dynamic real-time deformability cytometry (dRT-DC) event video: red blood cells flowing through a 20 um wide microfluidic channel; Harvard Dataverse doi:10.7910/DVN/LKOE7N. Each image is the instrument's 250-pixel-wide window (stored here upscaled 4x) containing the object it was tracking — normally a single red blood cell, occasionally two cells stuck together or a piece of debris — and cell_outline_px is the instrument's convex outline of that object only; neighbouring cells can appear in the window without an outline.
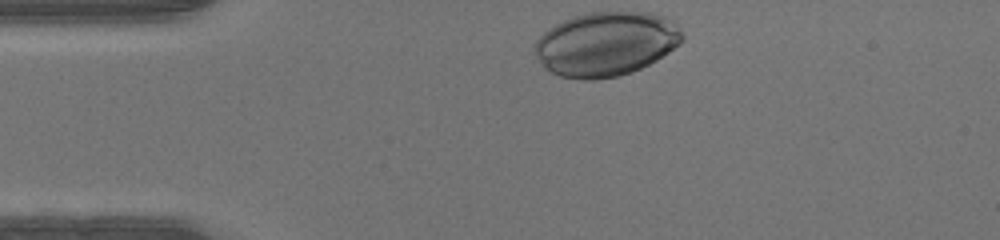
{"species": "human", "species_latin": "Homo sapiens", "temperature_condition": "warm", "stored_images_in_passage": 30, "camera_frame_rate_fps": 3000, "um_per_image_px": 0.085, "donor": {"sex": "male"}, "frame": {"image": 1, "passage_image": 1, "time_ms": 0.0, "image_size_px": [1000, 240], "cell_outline_px": [[684, 40], [680, 44], [656, 60], [632, 72], [620, 76], [592, 80], [584, 80], [560, 76], [544, 68], [540, 64], [532, 52], [536, 40], [548, 28], [564, 20], [588, 12], [652, 12], [668, 16], [672, 20], [684, 36]], "centroid_in_image_um": [51.5, 3.73], "position_along_channel_um": 33.5, "area_um2": 55.66}}
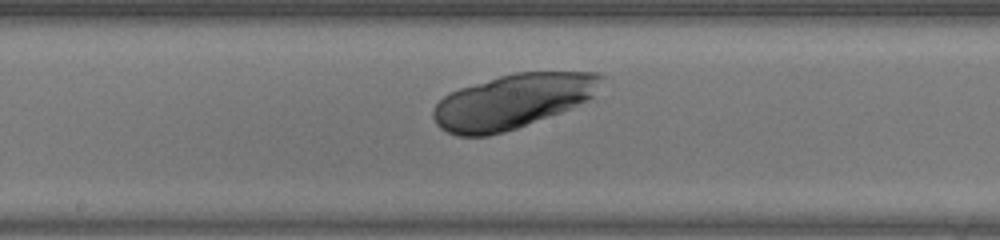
{"frame": {"image": 2, "passage_image": 16, "time_ms": 5.0, "image_size_px": [1000, 240], "cell_outline_px": [[604, 76], [592, 96], [560, 112], [516, 128], [504, 132], [488, 136], [456, 136], [440, 128], [436, 124], [432, 116], [432, 108], [448, 92], [460, 88], [500, 76], [516, 72], [596, 72]], "centroid_in_image_um": [43.49, 8.62], "position_along_channel_um": 204.7, "area_um2": 52.71}}
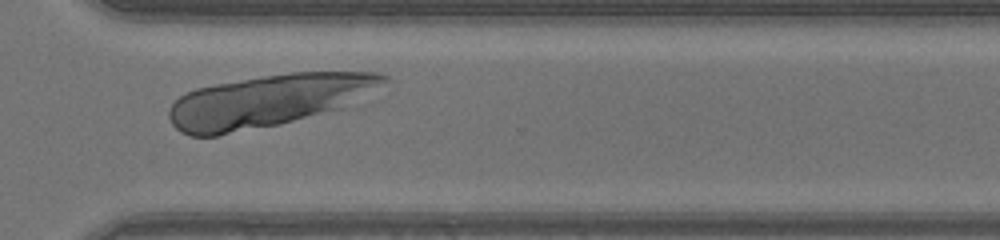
{"frame": {"image": 3, "passage_image": 26, "time_ms": 8.333, "image_size_px": [1000, 240], "cell_outline_px": [[392, 80], [336, 108], [280, 124], [216, 136], [188, 136], [180, 132], [172, 124], [168, 116], [168, 108], [180, 96], [196, 88], [216, 84], [264, 76], [292, 72], [376, 72], [388, 76]], "centroid_in_image_um": [22.69, 8.56], "position_along_channel_um": 347.9, "area_um2": 64.22}}